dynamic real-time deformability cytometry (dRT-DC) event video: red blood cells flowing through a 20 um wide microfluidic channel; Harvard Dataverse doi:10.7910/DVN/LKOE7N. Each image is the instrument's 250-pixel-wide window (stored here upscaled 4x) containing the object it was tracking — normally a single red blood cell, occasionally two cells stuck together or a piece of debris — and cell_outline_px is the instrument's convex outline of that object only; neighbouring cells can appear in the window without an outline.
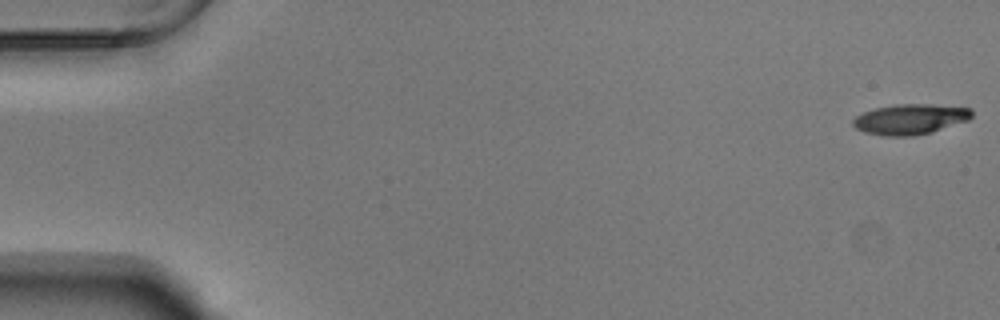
{"species": "Egyptian fruit bat (a non-hibernating species)", "species_latin": "Rousettus aegyptiacus", "temperature_condition": "warm", "stored_images_in_passage": 55, "camera_frame_rate_fps": 3000, "um_per_image_px": 0.085, "animal": {"sex": "male"}, "frame": {"image": 1, "passage_image": 1, "time_ms": 0.0, "image_size_px": [1000, 320], "cell_outline_px": [[972, 116], [968, 120], [932, 132], [912, 136], [888, 136], [864, 132], [856, 128], [852, 124], [852, 120], [856, 116], [864, 112], [876, 108], [896, 104], [928, 104], [972, 108]], "centroid_in_image_um": [77.37, 10.13], "position_along_channel_um": 7.6, "area_um2": 20.92}}
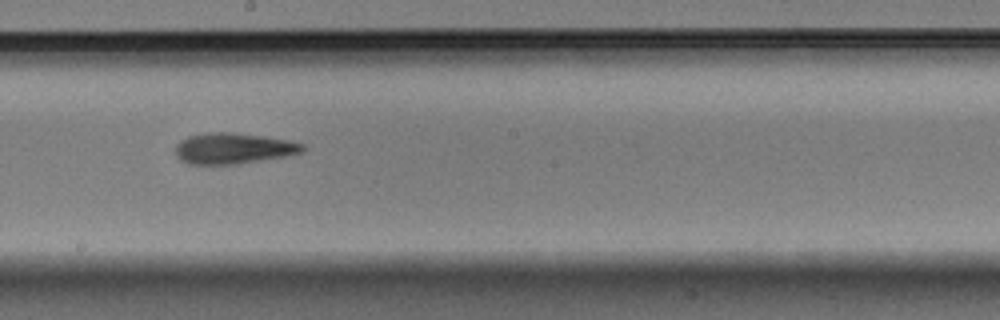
{"frame": {"image": 2, "passage_image": 31, "time_ms": 10.0, "image_size_px": [1000, 320], "cell_outline_px": [[304, 152], [284, 156], [236, 164], [188, 164], [180, 160], [176, 156], [176, 144], [180, 140], [188, 136], [208, 132], [232, 132], [264, 136], [288, 140], [304, 144]], "centroid_in_image_um": [19.81, 12.6], "position_along_channel_um": 228.4, "area_um2": 22.89}}
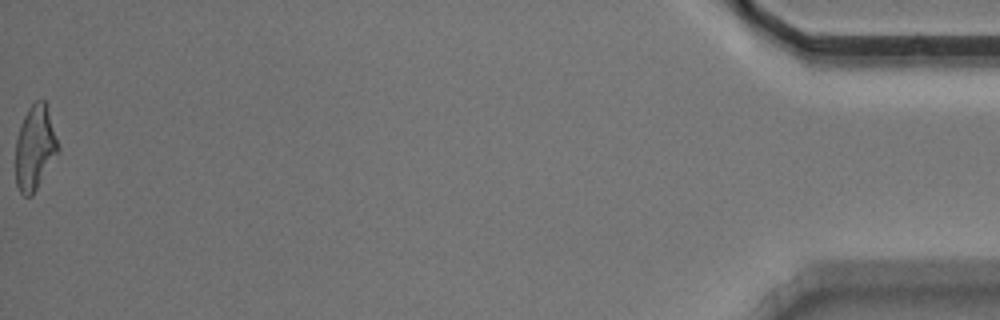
{"frame": {"image": 3, "passage_image": 55, "time_ms": 18.0, "image_size_px": [1000, 320], "cell_outline_px": [[60, 152], [32, 196], [24, 196], [20, 192], [16, 184], [16, 140], [20, 124], [28, 108], [36, 100], [44, 100], [60, 148]], "centroid_in_image_um": [2.97, 12.6], "position_along_channel_um": 432.2, "area_um2": 20.92}, "authors_computed_cell_mechanics": {"area_um2": 21.675, "velocity_mm_per_s": 3.7469, "shape_relaxation_time_tau1_ms": 5.8503, "shape_relaxation_time_tau2_ms": 6.4791, "deformation_change_tau1": 0.2026, "deformation_change_tau2": 0.2142}}